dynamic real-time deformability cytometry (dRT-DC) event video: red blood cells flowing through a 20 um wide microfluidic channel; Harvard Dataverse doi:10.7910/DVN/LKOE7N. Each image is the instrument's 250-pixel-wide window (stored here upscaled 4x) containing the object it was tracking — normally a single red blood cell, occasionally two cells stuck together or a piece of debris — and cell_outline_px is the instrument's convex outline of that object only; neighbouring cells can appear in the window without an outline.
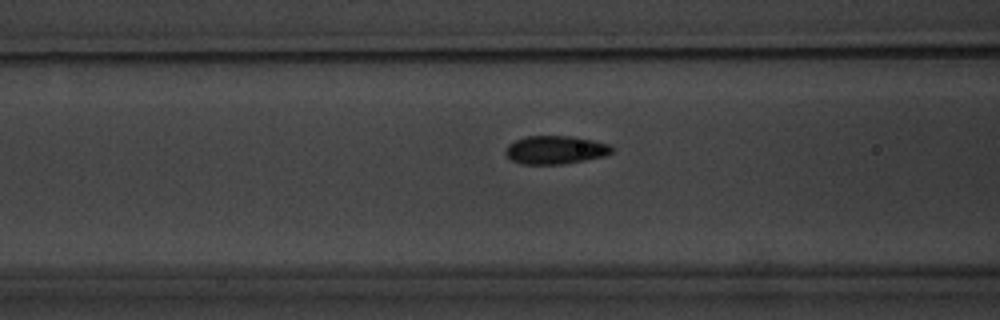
{"species": "common noctule bat (a hibernating species)", "species_latin": "Nyctalus noctula", "temperature_condition": "warm", "stored_images_in_passage": 8, "segment_of_instrument_passage": [2, 2], "camera_frame_rate_fps": 3000, "um_per_image_px": 0.085, "animal": {"sex": "male", "body_mass_g": 20.1, "forearm_length_mm": 53.5}, "frame": {"image": 1, "passage_image": 8, "time_ms": 8.0, "image_size_px": [1000, 320], "cell_outline_px": [[616, 148], [612, 152], [604, 156], [584, 160], [560, 164], [520, 164], [512, 160], [504, 152], [508, 144], [516, 140], [528, 136], [576, 136], [608, 144]], "centroid_in_image_um": [47.22, 12.73], "position_along_channel_um": 119.4, "area_um2": 17.51}}